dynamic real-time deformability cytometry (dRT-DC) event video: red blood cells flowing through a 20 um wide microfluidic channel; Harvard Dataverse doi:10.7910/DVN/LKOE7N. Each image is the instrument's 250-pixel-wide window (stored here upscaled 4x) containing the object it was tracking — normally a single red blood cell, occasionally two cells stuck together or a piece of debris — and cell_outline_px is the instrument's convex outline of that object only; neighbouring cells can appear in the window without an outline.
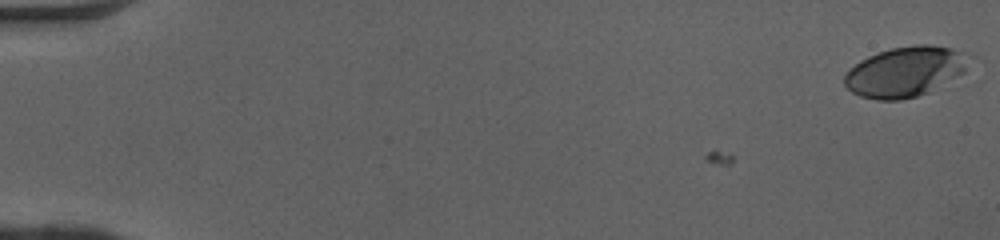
{"species": "human", "species_latin": "Homo sapiens", "temperature_condition": "cold", "stored_images_in_passage": 51, "camera_frame_rate_fps": 3000, "um_per_image_px": 0.085, "donor": {"sex": "female"}, "frame": {"image": 1, "passage_image": 1, "time_ms": 0.0, "image_size_px": [1000, 240], "cell_outline_px": [[968, 60], [964, 72], [928, 92], [916, 96], [900, 100], [876, 100], [860, 96], [852, 92], [844, 84], [844, 76], [860, 60], [876, 52], [892, 48], [916, 44], [928, 44], [948, 48], [960, 52], [968, 56]], "centroid_in_image_um": [76.89, 6.1], "position_along_channel_um": 8.1, "area_um2": 35.89}}
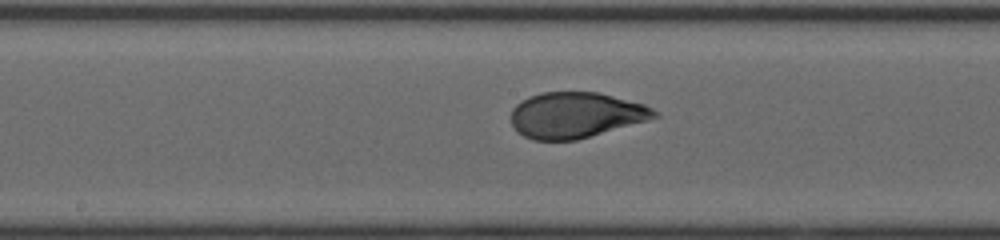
{"frame": {"image": 2, "passage_image": 28, "time_ms": 9.0, "image_size_px": [1000, 240], "cell_outline_px": [[660, 116], [648, 120], [576, 140], [532, 140], [516, 132], [512, 124], [512, 108], [520, 100], [528, 96], [540, 92], [600, 92], [644, 104], [660, 112]], "centroid_in_image_um": [48.93, 9.77], "position_along_channel_um": 199.3, "area_um2": 38.44}}
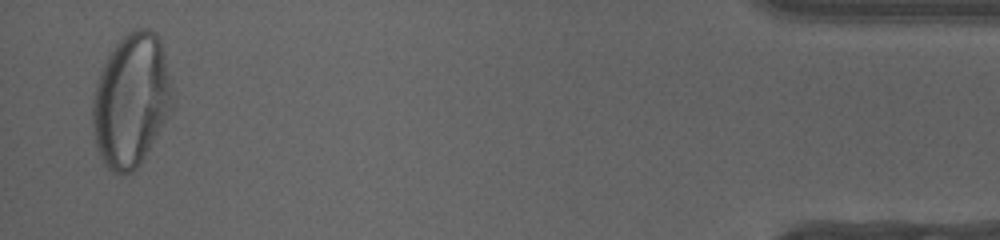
{"frame": {"image": 3, "passage_image": 50, "time_ms": 16.333, "image_size_px": [1000, 240], "cell_outline_px": [[172, 108], [168, 116], [140, 164], [132, 172], [124, 176], [112, 172], [104, 164], [96, 144], [92, 124], [92, 100], [96, 84], [100, 72], [112, 48], [128, 32], [140, 28], [148, 28], [156, 32], [160, 36], [172, 88]], "centroid_in_image_um": [11.15, 8.53], "position_along_channel_um": 424.1, "area_um2": 61.85}, "authors_computed_cell_mechanics": {"area_um2": 38.6682, "velocity_mm_per_s": 4.0939, "shape_relaxation_time_tau1_ms": 4.1867, "shape_relaxation_time_tau2_ms": null, "deformation_change_tau1": 0.1968, "deformation_change_tau2": null}}